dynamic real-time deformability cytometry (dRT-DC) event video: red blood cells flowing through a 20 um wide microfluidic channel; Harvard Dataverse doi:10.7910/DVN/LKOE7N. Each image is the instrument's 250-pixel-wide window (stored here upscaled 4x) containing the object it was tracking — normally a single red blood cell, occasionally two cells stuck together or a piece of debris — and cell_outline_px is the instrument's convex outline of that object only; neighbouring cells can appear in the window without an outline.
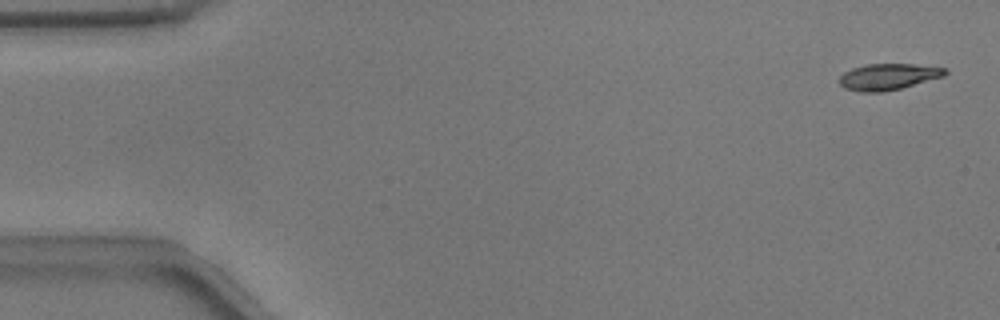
{"species": "common noctule bat (a hibernating species)", "species_latin": "Nyctalus noctula", "temperature_condition": "warm", "stored_images_in_passage": 52, "camera_frame_rate_fps": 3000, "um_per_image_px": 0.085, "animal": {"sex": "male", "body_mass_g": 17.9}, "frame": {"image": 1, "passage_image": 1, "time_ms": 0.0, "image_size_px": [1000, 320], "cell_outline_px": [[948, 72], [944, 76], [900, 88], [884, 92], [860, 92], [844, 88], [840, 84], [840, 76], [844, 72], [852, 68], [868, 64], [912, 64], [948, 68]], "centroid_in_image_um": [75.5, 6.52], "position_along_channel_um": 9.5, "area_um2": 16.13}}
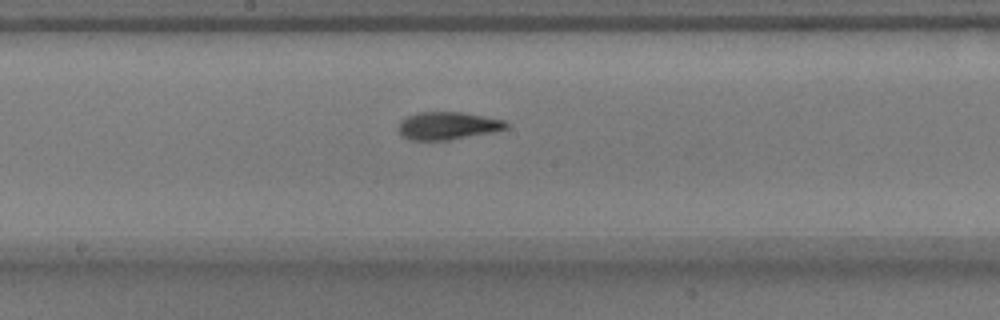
{"frame": {"image": 2, "passage_image": 27, "time_ms": 8.667, "image_size_px": [1000, 320], "cell_outline_px": [[508, 128], [492, 132], [448, 140], [408, 140], [400, 136], [400, 120], [416, 112], [460, 112], [484, 116], [504, 120], [508, 124]], "centroid_in_image_um": [38.03, 10.69], "position_along_channel_um": 210.2, "area_um2": 17.34}}
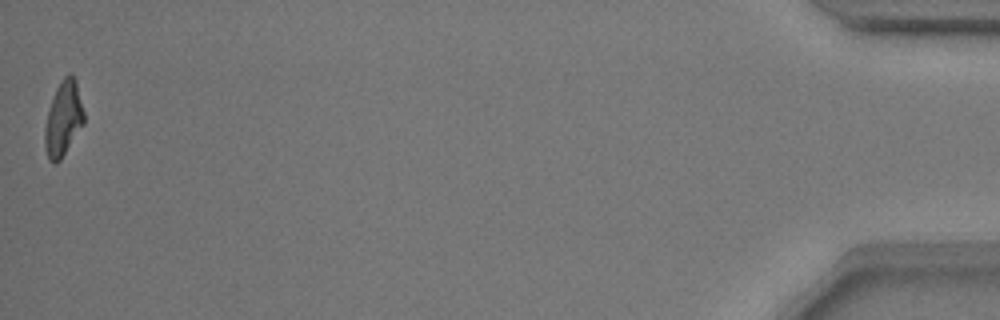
{"frame": {"image": 3, "passage_image": 52, "time_ms": 17.0, "image_size_px": [1000, 320], "cell_outline_px": [[84, 124], [60, 160], [56, 164], [52, 164], [48, 160], [44, 144], [44, 128], [48, 112], [56, 88], [60, 80], [64, 76], [72, 76], [76, 80], [84, 112]], "centroid_in_image_um": [5.37, 10.14], "position_along_channel_um": 429.8, "area_um2": 16.99}, "authors_computed_cell_mechanics": {"area_um2": 17.34, "velocity_mm_per_s": 3.7904, "shape_relaxation_time_tau1_ms": 4.9702, "shape_relaxation_time_tau2_ms": 1.6445, "deformation_change_tau1": 0.1835, "deformation_change_tau2": 0.085}}